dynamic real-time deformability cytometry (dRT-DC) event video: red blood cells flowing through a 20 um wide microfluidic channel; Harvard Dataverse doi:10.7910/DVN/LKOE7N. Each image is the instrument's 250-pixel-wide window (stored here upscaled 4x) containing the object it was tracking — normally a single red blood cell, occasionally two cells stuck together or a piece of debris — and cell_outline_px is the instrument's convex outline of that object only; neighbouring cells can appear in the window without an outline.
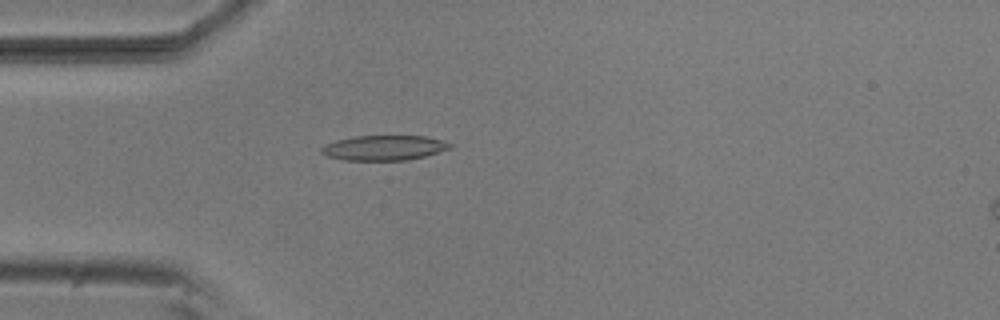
{"species": "common noctule bat (a hibernating species)", "species_latin": "Nyctalus noctula", "temperature_condition": "room temperature", "stored_images_in_passage": 40, "camera_frame_rate_fps": 3000, "um_per_image_px": 0.085, "animal": {"sex": "male", "body_mass_g": 20.5, "forearm_length_mm": 52.5}, "frame": {"image": 1, "passage_image": 2, "time_ms": 0.333, "image_size_px": [1000, 320], "cell_outline_px": [[452, 148], [424, 156], [408, 160], [344, 160], [328, 156], [320, 152], [320, 148], [324, 144], [336, 140], [352, 136], [424, 136], [444, 140], [452, 144]], "centroid_in_image_um": [32.63, 12.56], "position_along_channel_um": 52.4, "area_um2": 18.79}}
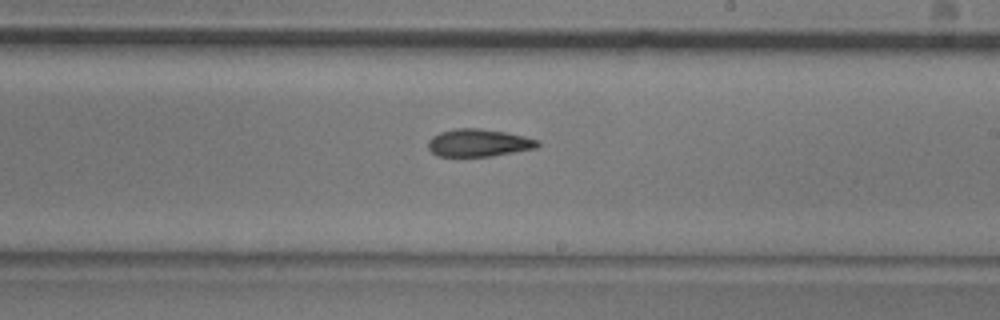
{"frame": {"image": 2, "passage_image": 18, "time_ms": 5.667, "image_size_px": [1000, 320], "cell_outline_px": [[540, 144], [536, 148], [492, 156], [436, 156], [428, 148], [428, 140], [432, 136], [440, 132], [456, 128], [480, 128], [504, 132], [524, 136], [540, 140]], "centroid_in_image_um": [40.67, 12.14], "position_along_channel_um": 248.3, "area_um2": 17.63}}
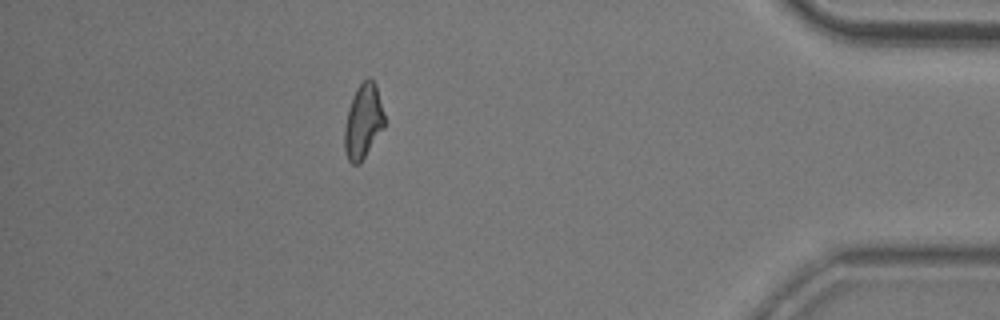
{"frame": {"image": 3, "passage_image": 34, "time_ms": 11.0, "image_size_px": [1000, 320], "cell_outline_px": [[384, 128], [360, 164], [352, 164], [348, 160], [344, 148], [344, 128], [352, 96], [356, 88], [368, 76], [376, 84], [384, 116]], "centroid_in_image_um": [30.86, 10.33], "position_along_channel_um": 404.3, "area_um2": 17.28}, "authors_computed_cell_mechanics": {"area_um2": 17.8313, "velocity_mm_per_s": 3.8006, "shape_relaxation_time_tau1_ms": 8.0384, "shape_relaxation_time_tau2_ms": 5.4558, "deformation_change_tau1": 0.1855, "deformation_change_tau2": 0.1424}}